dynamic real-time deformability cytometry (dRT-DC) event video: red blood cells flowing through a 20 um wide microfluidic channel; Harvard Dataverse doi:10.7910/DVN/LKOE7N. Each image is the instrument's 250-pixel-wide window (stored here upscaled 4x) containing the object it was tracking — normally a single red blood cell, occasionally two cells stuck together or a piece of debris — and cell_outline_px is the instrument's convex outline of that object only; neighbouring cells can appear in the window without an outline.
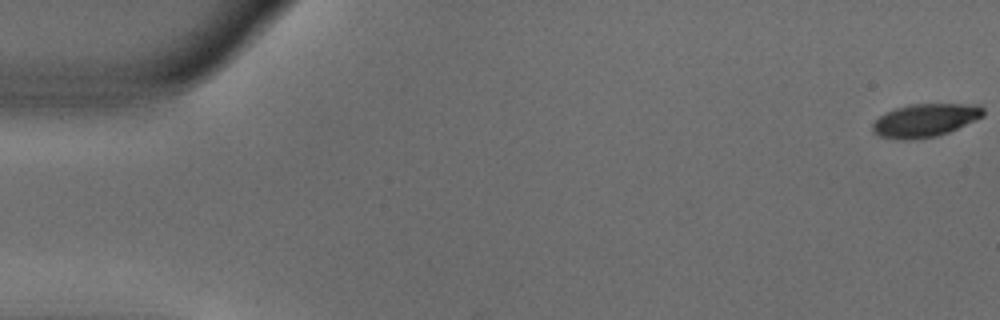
{"species": "common noctule bat (a hibernating species)", "species_latin": "Nyctalus noctula", "temperature_condition": "warm", "stored_images_in_passage": 54, "camera_frame_rate_fps": 3000, "um_per_image_px": 0.085, "animal": {"sex": "male", "body_mass_g": 18.8}, "frame": {"image": 1, "passage_image": 1, "time_ms": 0.0, "image_size_px": [1000, 320], "cell_outline_px": [[984, 116], [948, 132], [936, 136], [908, 140], [900, 140], [880, 136], [872, 132], [872, 124], [884, 112], [908, 104], [980, 104], [984, 108]], "centroid_in_image_um": [78.63, 10.22], "position_along_channel_um": 6.4, "area_um2": 21.44}}
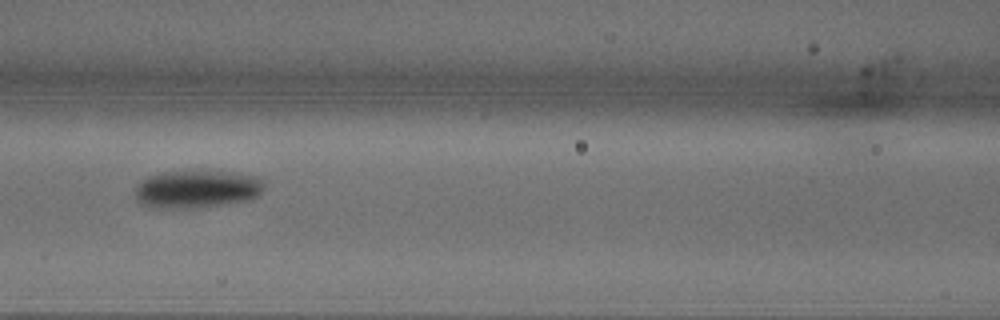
{"frame": {"image": 2, "passage_image": 24, "time_ms": 7.667, "image_size_px": [1000, 320], "cell_outline_px": [[264, 188], [256, 196], [244, 200], [204, 208], [148, 208], [140, 204], [136, 200], [136, 184], [148, 176], [164, 172], [224, 172], [260, 176], [264, 180]], "centroid_in_image_um": [16.7, 16.1], "position_along_channel_um": 149.9, "area_um2": 28.44}}
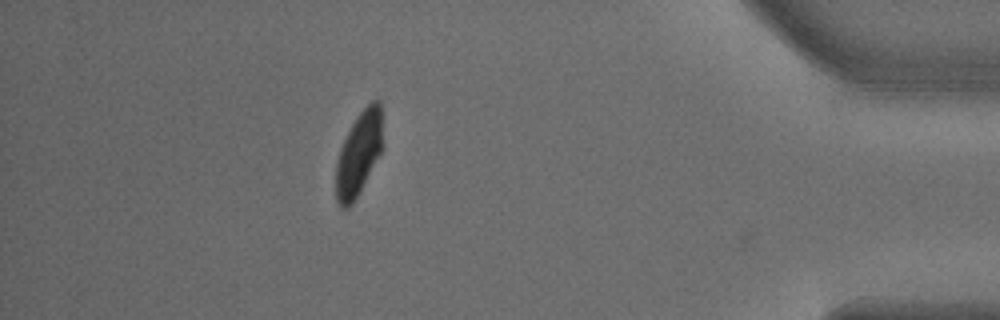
{"frame": {"image": 3, "passage_image": 48, "time_ms": 15.667, "image_size_px": [1000, 320], "cell_outline_px": [[384, 148], [352, 204], [348, 208], [340, 208], [336, 200], [336, 160], [340, 148], [356, 116], [372, 100], [380, 100], [384, 144]], "centroid_in_image_um": [30.52, 13.04], "position_along_channel_um": 404.7, "area_um2": 23.06}, "authors_computed_cell_mechanics": {"area_um2": 25.4031, "velocity_mm_per_s": 3.7725, "shape_relaxation_time_tau1_ms": 2.6034, "shape_relaxation_time_tau2_ms": 2.5524, "deformation_change_tau1": 0.14, "deformation_change_tau2": 0.0609}}